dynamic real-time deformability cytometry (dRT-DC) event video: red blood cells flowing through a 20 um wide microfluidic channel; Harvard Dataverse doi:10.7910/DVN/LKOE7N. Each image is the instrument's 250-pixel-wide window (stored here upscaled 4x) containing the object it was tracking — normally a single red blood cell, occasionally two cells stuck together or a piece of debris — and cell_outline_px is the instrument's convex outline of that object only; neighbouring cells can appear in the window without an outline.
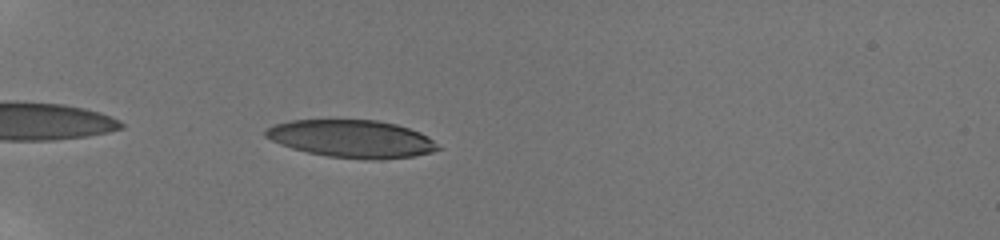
{"species": "human", "species_latin": "Homo sapiens", "temperature_condition": "room temperature", "stored_images_in_passage": 36, "camera_frame_rate_fps": 3000, "um_per_image_px": 0.085, "donor": {"sex": "male"}, "frame": {"image": 1, "passage_image": 3, "time_ms": 0.667, "image_size_px": [1000, 240], "cell_outline_px": [[444, 148], [432, 152], [412, 156], [380, 160], [368, 160], [328, 156], [308, 152], [292, 148], [280, 144], [264, 136], [264, 132], [272, 124], [292, 120], [376, 120], [396, 124], [420, 132], [428, 136]], "centroid_in_image_um": [29.93, 11.8], "position_along_channel_um": 55.1, "area_um2": 37.92}}
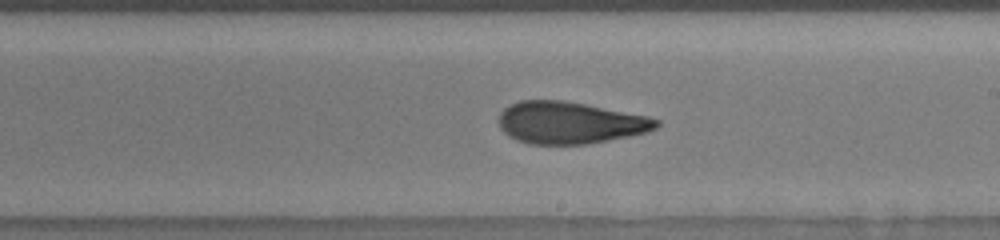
{"frame": {"image": 2, "passage_image": 19, "time_ms": 6.333, "image_size_px": [1000, 240], "cell_outline_px": [[660, 124], [656, 128], [648, 132], [608, 140], [584, 144], [528, 144], [516, 140], [508, 136], [500, 128], [496, 120], [500, 112], [504, 108], [520, 100], [560, 100], [584, 104], [648, 116], [660, 120]], "centroid_in_image_um": [48.39, 10.43], "position_along_channel_um": 240.6, "area_um2": 38.61}}
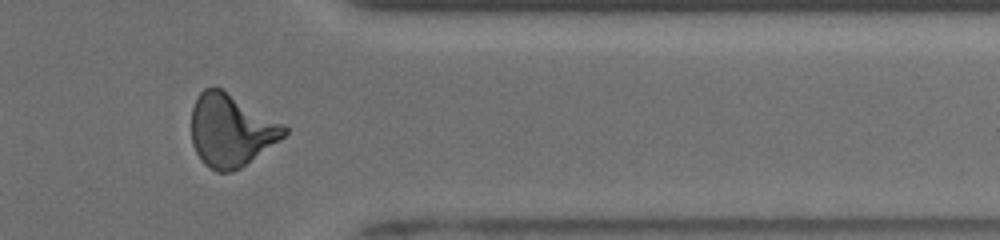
{"frame": {"image": 3, "passage_image": 28, "time_ms": 10.333, "image_size_px": [1000, 240], "cell_outline_px": [[288, 132], [280, 140], [240, 168], [232, 172], [216, 172], [204, 164], [200, 160], [192, 144], [192, 108], [200, 92], [204, 88], [212, 84], [220, 88], [284, 124], [288, 128]], "centroid_in_image_um": [19.62, 11.08], "position_along_channel_um": 391.8, "area_um2": 39.13}, "authors_computed_cell_mechanics": {"area_um2": 38.5815, "velocity_mm_per_s": 3.8798, "shape_relaxation_time_tau1_ms": null, "shape_relaxation_time_tau2_ms": 1.721, "deformation_change_tau1": null, "deformation_change_tau2": 0.1045}}